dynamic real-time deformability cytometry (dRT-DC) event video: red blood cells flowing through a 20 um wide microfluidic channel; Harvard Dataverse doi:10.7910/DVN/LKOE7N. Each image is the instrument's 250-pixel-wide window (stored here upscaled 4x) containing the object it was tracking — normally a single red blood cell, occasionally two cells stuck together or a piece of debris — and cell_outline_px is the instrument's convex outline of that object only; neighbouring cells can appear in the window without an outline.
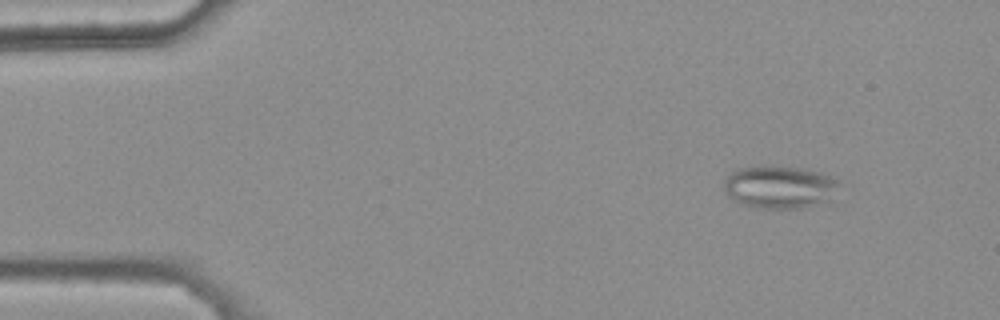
{"species": "common noctule bat (a hibernating species)", "species_latin": "Nyctalus noctula", "temperature_condition": "warm", "stored_images_in_passage": 47, "camera_frame_rate_fps": 3000, "um_per_image_px": 0.085, "animal": {"sex": "female", "body_mass_g": 25.1}, "frame": {"image": 1, "passage_image": 6, "time_ms": 1.667, "image_size_px": [1000, 320], "cell_outline_px": [[836, 184], [832, 200], [828, 204], [804, 208], [756, 208], [740, 204], [728, 196], [724, 188], [724, 180], [732, 172], [740, 168], [764, 164], [768, 164], [800, 168], [820, 172], [836, 180]], "centroid_in_image_um": [66.25, 15.9], "position_along_channel_um": 18.8, "area_um2": 29.13}}
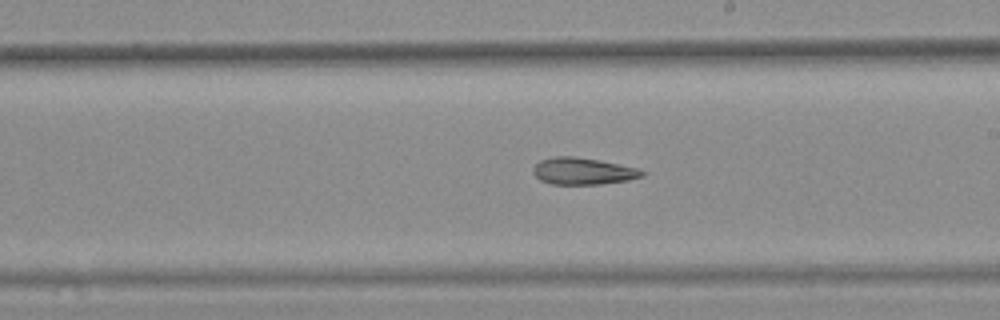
{"frame": {"image": 2, "passage_image": 31, "time_ms": 10.0, "image_size_px": [1000, 320], "cell_outline_px": [[648, 172], [644, 176], [628, 180], [600, 184], [552, 184], [540, 180], [532, 172], [532, 168], [540, 160], [552, 156], [572, 156], [600, 160], [640, 168]], "centroid_in_image_um": [49.58, 14.54], "position_along_channel_um": 239.4, "area_um2": 17.28}}
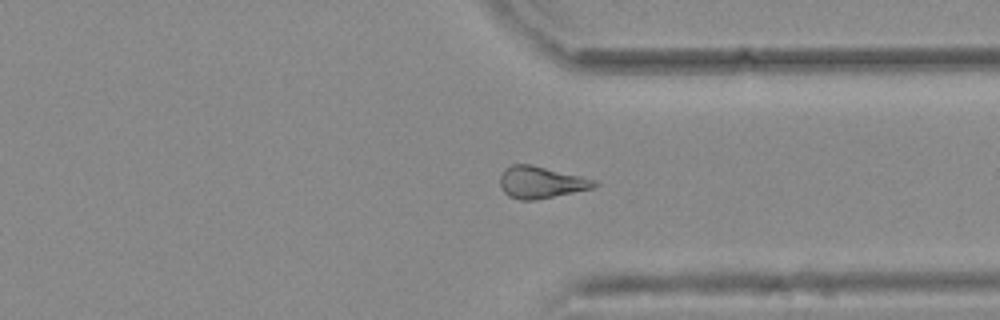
{"frame": {"image": 3, "passage_image": 41, "time_ms": 13.333, "image_size_px": [1000, 320], "cell_outline_px": [[600, 184], [592, 188], [536, 200], [520, 200], [508, 196], [504, 192], [500, 184], [500, 176], [504, 168], [512, 164], [532, 164], [600, 180]], "centroid_in_image_um": [46.01, 15.48], "position_along_channel_um": 365.4, "area_um2": 17.8}, "authors_computed_cell_mechanics": {"area_um2": 18.3804, "velocity_mm_per_s": 3.7708, "shape_relaxation_time_tau1_ms": null, "shape_relaxation_time_tau2_ms": 7.3484, "deformation_change_tau1": null, "deformation_change_tau2": 0.1907}}